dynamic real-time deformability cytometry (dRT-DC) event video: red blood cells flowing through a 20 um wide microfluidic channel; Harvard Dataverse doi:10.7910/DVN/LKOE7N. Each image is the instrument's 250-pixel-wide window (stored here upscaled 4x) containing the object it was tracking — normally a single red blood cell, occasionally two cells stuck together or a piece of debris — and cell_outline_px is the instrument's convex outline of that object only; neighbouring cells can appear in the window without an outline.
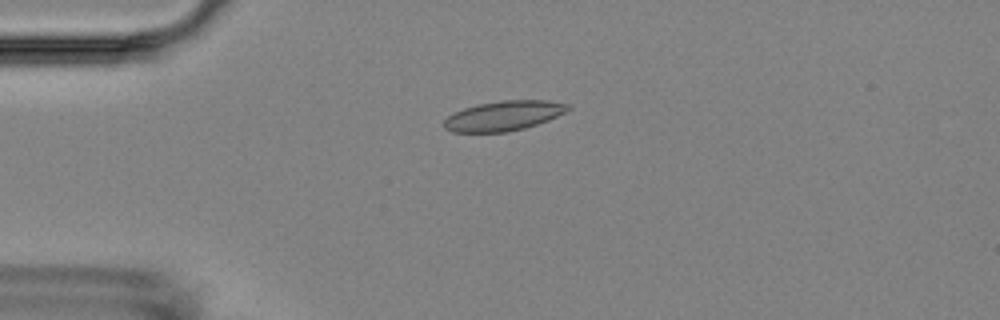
{"species": "Egyptian fruit bat (a non-hibernating species)", "species_latin": "Rousettus aegyptiacus", "temperature_condition": "room temperature", "stored_images_in_passage": 4, "camera_frame_rate_fps": 3000, "um_per_image_px": 0.085, "animal": {"sex": "female"}, "frame": {"image": 1, "passage_image": 1, "time_ms": 0.0, "image_size_px": [1000, 320], "cell_outline_px": [[572, 108], [548, 120], [524, 128], [508, 132], [452, 132], [444, 128], [444, 120], [448, 116], [464, 108], [476, 104], [500, 100], [548, 100], [568, 104]], "centroid_in_image_um": [42.8, 9.83], "position_along_channel_um": 42.2, "area_um2": 21.5}}
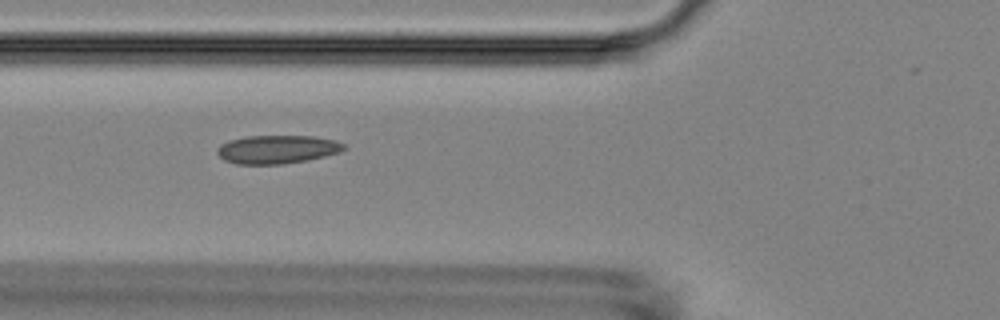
{"frame": {"image": 2, "passage_image": 3, "time_ms": 2.333, "image_size_px": [1000, 320], "cell_outline_px": [[348, 148], [340, 152], [308, 160], [280, 164], [236, 164], [224, 160], [216, 152], [216, 148], [220, 144], [228, 140], [244, 136], [312, 136], [336, 140], [344, 144]], "centroid_in_image_um": [23.54, 12.69], "position_along_channel_um": 102.3, "area_um2": 21.15}}